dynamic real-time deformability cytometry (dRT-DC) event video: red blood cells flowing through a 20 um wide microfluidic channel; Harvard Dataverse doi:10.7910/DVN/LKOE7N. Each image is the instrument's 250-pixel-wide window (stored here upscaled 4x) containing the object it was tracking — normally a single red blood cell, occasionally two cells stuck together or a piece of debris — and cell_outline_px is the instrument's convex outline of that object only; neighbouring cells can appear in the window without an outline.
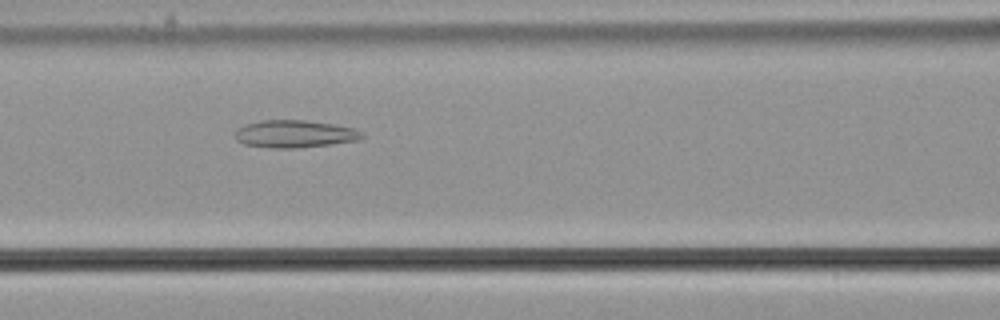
{"species": "common noctule bat (a hibernating species)", "species_latin": "Nyctalus noctula", "temperature_condition": "cold", "stored_images_in_passage": 55, "camera_frame_rate_fps": 3000, "um_per_image_px": 0.085, "animal": {"sex": "male", "body_mass_g": 21.5, "forearm_length_mm": 52.0}, "frame": {"image": 1, "passage_image": 24, "time_ms": 7.667, "image_size_px": [1000, 320], "cell_outline_px": [[364, 136], [356, 140], [328, 144], [296, 148], [272, 148], [244, 144], [236, 140], [236, 128], [244, 124], [260, 120], [308, 120], [332, 124], [352, 128], [364, 132]], "centroid_in_image_um": [25.0, 11.37], "position_along_channel_um": 141.6, "area_um2": 20.23}}
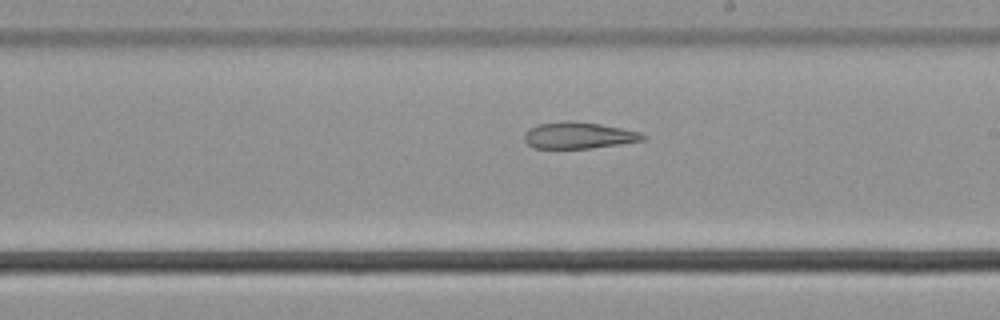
{"frame": {"image": 2, "passage_image": 32, "time_ms": 10.333, "image_size_px": [1000, 320], "cell_outline_px": [[648, 136], [644, 140], [620, 144], [588, 148], [532, 148], [524, 140], [524, 132], [528, 128], [536, 124], [564, 120], [572, 120], [600, 124], [640, 132]], "centroid_in_image_um": [49.14, 11.49], "position_along_channel_um": 239.9, "area_um2": 18.5}}
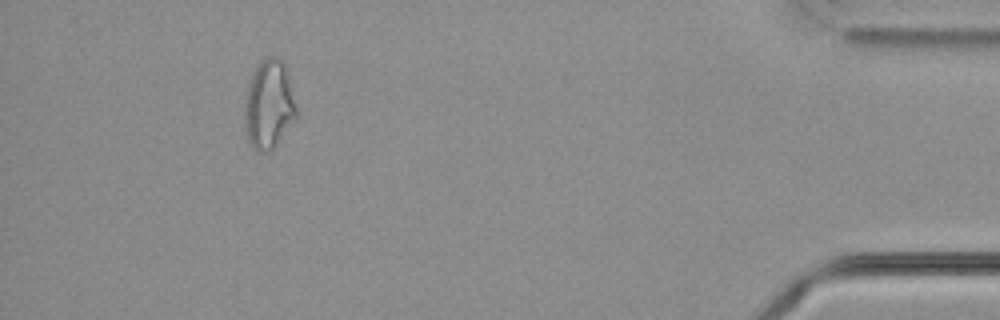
{"frame": {"image": 3, "passage_image": 51, "time_ms": 16.667, "image_size_px": [1000, 320], "cell_outline_px": [[296, 116], [276, 144], [272, 148], [264, 152], [256, 152], [252, 148], [244, 132], [244, 96], [252, 72], [256, 64], [264, 56], [280, 56], [284, 64], [296, 108]], "centroid_in_image_um": [22.78, 8.86], "position_along_channel_um": 412.4, "area_um2": 26.93}, "authors_computed_cell_mechanics": {"area_um2": 24.6228, "velocity_mm_per_s": 3.6908, "shape_relaxation_time_tau1_ms": null, "shape_relaxation_time_tau2_ms": 9.2727, "deformation_change_tau1": null, "deformation_change_tau2": 0.2268}}